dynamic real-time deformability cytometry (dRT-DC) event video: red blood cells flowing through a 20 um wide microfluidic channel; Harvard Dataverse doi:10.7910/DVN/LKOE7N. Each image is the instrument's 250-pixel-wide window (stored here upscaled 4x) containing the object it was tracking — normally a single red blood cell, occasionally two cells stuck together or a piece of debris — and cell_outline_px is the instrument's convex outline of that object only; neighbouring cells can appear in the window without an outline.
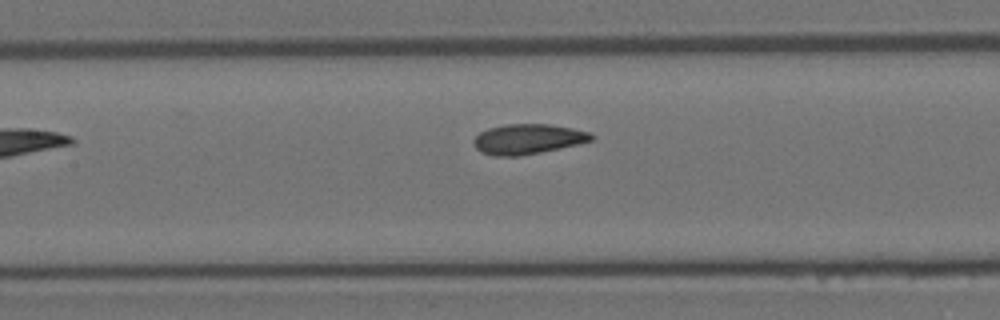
{"species": "Egyptian fruit bat (a non-hibernating species)", "species_latin": "Rousettus aegyptiacus", "temperature_condition": "room temperature", "stored_images_in_passage": 5, "camera_frame_rate_fps": 3000, "um_per_image_px": 0.085, "animal": {"sex": "female"}, "frame": {"image": 1, "passage_image": 4, "time_ms": 1.0, "image_size_px": [1000, 320], "cell_outline_px": [[596, 136], [592, 140], [560, 148], [520, 156], [492, 156], [480, 152], [472, 144], [472, 140], [480, 132], [488, 128], [508, 124], [548, 124], [572, 128], [592, 132]], "centroid_in_image_um": [44.85, 11.82], "position_along_channel_um": 162.6, "area_um2": 20.75}}
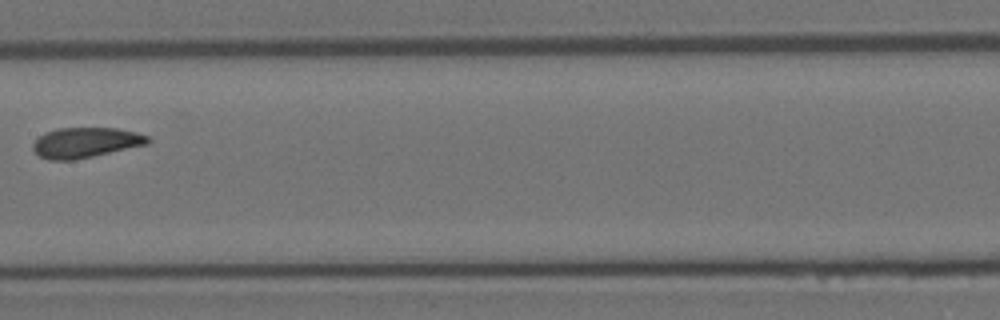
{"frame": {"image": 2, "passage_image": 5, "time_ms": 1.333, "image_size_px": [1000, 320], "cell_outline_px": [[152, 140], [148, 144], [92, 156], [72, 160], [48, 160], [40, 156], [32, 148], [32, 144], [40, 136], [48, 132], [60, 128], [116, 128], [136, 132], [148, 136]], "centroid_in_image_um": [7.3, 12.12], "position_along_channel_um": 200.1, "area_um2": 20.0}}